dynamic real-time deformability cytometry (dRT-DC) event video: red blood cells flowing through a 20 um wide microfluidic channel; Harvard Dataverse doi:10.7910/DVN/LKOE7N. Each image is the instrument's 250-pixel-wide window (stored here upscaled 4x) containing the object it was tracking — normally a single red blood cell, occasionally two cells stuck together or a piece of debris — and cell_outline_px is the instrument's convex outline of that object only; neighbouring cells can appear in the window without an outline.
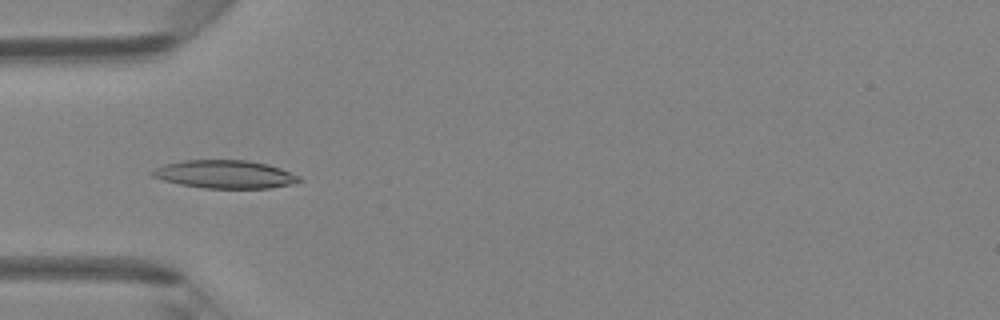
{"species": "Egyptian fruit bat (a non-hibernating species)", "species_latin": "Rousettus aegyptiacus", "temperature_condition": "room temperature", "stored_images_in_passage": 41, "camera_frame_rate_fps": 3000, "um_per_image_px": 0.085, "animal": {"sex": "female"}, "frame": {"image": 1, "passage_image": 14, "time_ms": 4.333, "image_size_px": [1000, 320], "cell_outline_px": [[304, 180], [288, 184], [268, 188], [204, 188], [180, 184], [164, 180], [152, 176], [148, 172], [164, 164], [184, 160], [248, 160], [268, 164], [280, 168], [300, 176]], "centroid_in_image_um": [19.1, 14.81], "position_along_channel_um": 65.9, "area_um2": 23.99}}
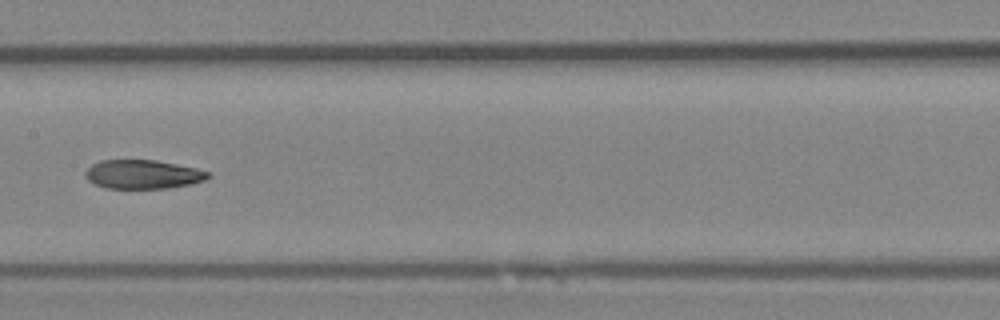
{"frame": {"image": 2, "passage_image": 23, "time_ms": 7.333, "image_size_px": [1000, 320], "cell_outline_px": [[212, 176], [204, 180], [188, 184], [168, 188], [104, 188], [88, 180], [84, 176], [84, 172], [92, 164], [100, 160], [156, 160], [196, 168], [212, 172]], "centroid_in_image_um": [12.14, 14.81], "position_along_channel_um": 195.3, "area_um2": 20.69}}
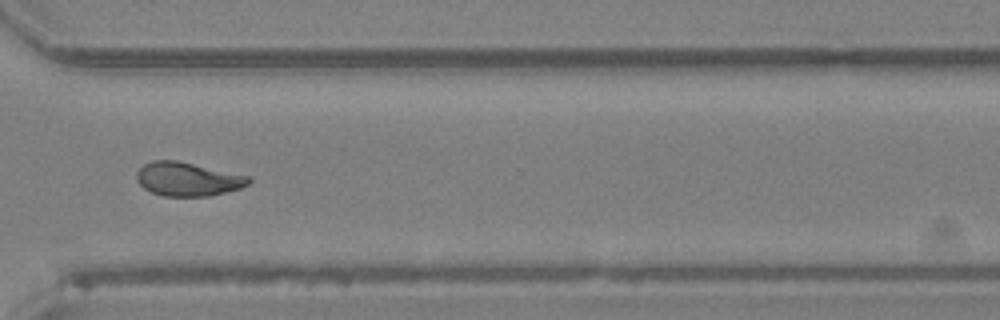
{"frame": {"image": 3, "passage_image": 34, "time_ms": 11.0, "image_size_px": [1000, 320], "cell_outline_px": [[252, 180], [248, 184], [240, 188], [208, 196], [164, 196], [152, 192], [144, 188], [136, 180], [136, 172], [144, 164], [152, 160], [176, 160], [248, 176]], "centroid_in_image_um": [15.92, 15.22], "position_along_channel_um": 354.7, "area_um2": 21.79}, "authors_computed_cell_mechanics": {"area_um2": 21.7906, "velocity_mm_per_s": 4.3329, "shape_relaxation_time_tau1_ms": null, "shape_relaxation_time_tau2_ms": 4.0547, "deformation_change_tau1": null, "deformation_change_tau2": 0.0963}}